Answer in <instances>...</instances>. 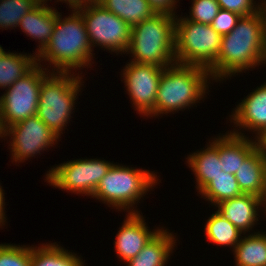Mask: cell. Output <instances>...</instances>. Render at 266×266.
<instances>
[{"label":"cell","instance_id":"cell-36","mask_svg":"<svg viewBox=\"0 0 266 266\" xmlns=\"http://www.w3.org/2000/svg\"><path fill=\"white\" fill-rule=\"evenodd\" d=\"M260 144L263 146V148L266 152V136L262 140H260Z\"/></svg>","mask_w":266,"mask_h":266},{"label":"cell","instance_id":"cell-22","mask_svg":"<svg viewBox=\"0 0 266 266\" xmlns=\"http://www.w3.org/2000/svg\"><path fill=\"white\" fill-rule=\"evenodd\" d=\"M105 9L114 13L130 27L150 18L155 11L147 0H96Z\"/></svg>","mask_w":266,"mask_h":266},{"label":"cell","instance_id":"cell-3","mask_svg":"<svg viewBox=\"0 0 266 266\" xmlns=\"http://www.w3.org/2000/svg\"><path fill=\"white\" fill-rule=\"evenodd\" d=\"M175 17L155 13L131 27L127 52L133 55L132 62L164 68L176 63Z\"/></svg>","mask_w":266,"mask_h":266},{"label":"cell","instance_id":"cell-23","mask_svg":"<svg viewBox=\"0 0 266 266\" xmlns=\"http://www.w3.org/2000/svg\"><path fill=\"white\" fill-rule=\"evenodd\" d=\"M37 55L4 53L0 58V87L9 88L16 80L29 73L37 65Z\"/></svg>","mask_w":266,"mask_h":266},{"label":"cell","instance_id":"cell-35","mask_svg":"<svg viewBox=\"0 0 266 266\" xmlns=\"http://www.w3.org/2000/svg\"><path fill=\"white\" fill-rule=\"evenodd\" d=\"M4 193H3V189L2 186H0V226H2V224L4 225L5 223V212H4Z\"/></svg>","mask_w":266,"mask_h":266},{"label":"cell","instance_id":"cell-30","mask_svg":"<svg viewBox=\"0 0 266 266\" xmlns=\"http://www.w3.org/2000/svg\"><path fill=\"white\" fill-rule=\"evenodd\" d=\"M240 18L239 14L220 8L210 25L215 32L223 36L235 28Z\"/></svg>","mask_w":266,"mask_h":266},{"label":"cell","instance_id":"cell-21","mask_svg":"<svg viewBox=\"0 0 266 266\" xmlns=\"http://www.w3.org/2000/svg\"><path fill=\"white\" fill-rule=\"evenodd\" d=\"M262 233L241 237L233 249L236 266H266V234Z\"/></svg>","mask_w":266,"mask_h":266},{"label":"cell","instance_id":"cell-26","mask_svg":"<svg viewBox=\"0 0 266 266\" xmlns=\"http://www.w3.org/2000/svg\"><path fill=\"white\" fill-rule=\"evenodd\" d=\"M204 199L209 200L212 203L219 204L220 202L238 197L242 195L236 177L233 174L222 173L214 177L210 183H208L200 192Z\"/></svg>","mask_w":266,"mask_h":266},{"label":"cell","instance_id":"cell-33","mask_svg":"<svg viewBox=\"0 0 266 266\" xmlns=\"http://www.w3.org/2000/svg\"><path fill=\"white\" fill-rule=\"evenodd\" d=\"M59 1H65L67 4H69L71 9H78L96 0H59Z\"/></svg>","mask_w":266,"mask_h":266},{"label":"cell","instance_id":"cell-6","mask_svg":"<svg viewBox=\"0 0 266 266\" xmlns=\"http://www.w3.org/2000/svg\"><path fill=\"white\" fill-rule=\"evenodd\" d=\"M175 18V61L210 70L215 65L222 36L210 24Z\"/></svg>","mask_w":266,"mask_h":266},{"label":"cell","instance_id":"cell-31","mask_svg":"<svg viewBox=\"0 0 266 266\" xmlns=\"http://www.w3.org/2000/svg\"><path fill=\"white\" fill-rule=\"evenodd\" d=\"M220 8L235 12L240 16L252 15L259 10L254 0H216ZM254 2V3H253Z\"/></svg>","mask_w":266,"mask_h":266},{"label":"cell","instance_id":"cell-16","mask_svg":"<svg viewBox=\"0 0 266 266\" xmlns=\"http://www.w3.org/2000/svg\"><path fill=\"white\" fill-rule=\"evenodd\" d=\"M234 176L242 193L266 201V152L261 144L245 158Z\"/></svg>","mask_w":266,"mask_h":266},{"label":"cell","instance_id":"cell-25","mask_svg":"<svg viewBox=\"0 0 266 266\" xmlns=\"http://www.w3.org/2000/svg\"><path fill=\"white\" fill-rule=\"evenodd\" d=\"M206 236L209 241L217 245L235 246L240 241L241 232L218 211L209 217L205 225Z\"/></svg>","mask_w":266,"mask_h":266},{"label":"cell","instance_id":"cell-5","mask_svg":"<svg viewBox=\"0 0 266 266\" xmlns=\"http://www.w3.org/2000/svg\"><path fill=\"white\" fill-rule=\"evenodd\" d=\"M81 80L71 72L53 71L41 83L37 116L58 137L71 118Z\"/></svg>","mask_w":266,"mask_h":266},{"label":"cell","instance_id":"cell-9","mask_svg":"<svg viewBox=\"0 0 266 266\" xmlns=\"http://www.w3.org/2000/svg\"><path fill=\"white\" fill-rule=\"evenodd\" d=\"M77 10L84 20L91 47L98 45L115 53L127 52L131 27L125 21L97 1Z\"/></svg>","mask_w":266,"mask_h":266},{"label":"cell","instance_id":"cell-8","mask_svg":"<svg viewBox=\"0 0 266 266\" xmlns=\"http://www.w3.org/2000/svg\"><path fill=\"white\" fill-rule=\"evenodd\" d=\"M41 63L16 80L0 97V130L37 115L41 83L48 75Z\"/></svg>","mask_w":266,"mask_h":266},{"label":"cell","instance_id":"cell-29","mask_svg":"<svg viewBox=\"0 0 266 266\" xmlns=\"http://www.w3.org/2000/svg\"><path fill=\"white\" fill-rule=\"evenodd\" d=\"M219 9V3L216 0H193L191 17H186V19L197 23L211 24Z\"/></svg>","mask_w":266,"mask_h":266},{"label":"cell","instance_id":"cell-27","mask_svg":"<svg viewBox=\"0 0 266 266\" xmlns=\"http://www.w3.org/2000/svg\"><path fill=\"white\" fill-rule=\"evenodd\" d=\"M42 0H1L0 29L19 26L22 17L34 9ZM47 2V0H44Z\"/></svg>","mask_w":266,"mask_h":266},{"label":"cell","instance_id":"cell-24","mask_svg":"<svg viewBox=\"0 0 266 266\" xmlns=\"http://www.w3.org/2000/svg\"><path fill=\"white\" fill-rule=\"evenodd\" d=\"M30 266H84L82 259L58 244L32 247Z\"/></svg>","mask_w":266,"mask_h":266},{"label":"cell","instance_id":"cell-34","mask_svg":"<svg viewBox=\"0 0 266 266\" xmlns=\"http://www.w3.org/2000/svg\"><path fill=\"white\" fill-rule=\"evenodd\" d=\"M259 6V12L260 15L262 17V21H263V34L265 37V41H266V1L262 0V3Z\"/></svg>","mask_w":266,"mask_h":266},{"label":"cell","instance_id":"cell-32","mask_svg":"<svg viewBox=\"0 0 266 266\" xmlns=\"http://www.w3.org/2000/svg\"><path fill=\"white\" fill-rule=\"evenodd\" d=\"M155 13H167L175 16L176 0H147Z\"/></svg>","mask_w":266,"mask_h":266},{"label":"cell","instance_id":"cell-19","mask_svg":"<svg viewBox=\"0 0 266 266\" xmlns=\"http://www.w3.org/2000/svg\"><path fill=\"white\" fill-rule=\"evenodd\" d=\"M207 145V149L189 155L187 162L196 176V186L200 192L208 183L222 173V165L218 155V138Z\"/></svg>","mask_w":266,"mask_h":266},{"label":"cell","instance_id":"cell-7","mask_svg":"<svg viewBox=\"0 0 266 266\" xmlns=\"http://www.w3.org/2000/svg\"><path fill=\"white\" fill-rule=\"evenodd\" d=\"M156 177L150 170L113 164L92 196L118 210H129L144 193L153 188L158 181Z\"/></svg>","mask_w":266,"mask_h":266},{"label":"cell","instance_id":"cell-20","mask_svg":"<svg viewBox=\"0 0 266 266\" xmlns=\"http://www.w3.org/2000/svg\"><path fill=\"white\" fill-rule=\"evenodd\" d=\"M175 241L173 234L160 230L137 256L126 262L127 266H164Z\"/></svg>","mask_w":266,"mask_h":266},{"label":"cell","instance_id":"cell-2","mask_svg":"<svg viewBox=\"0 0 266 266\" xmlns=\"http://www.w3.org/2000/svg\"><path fill=\"white\" fill-rule=\"evenodd\" d=\"M72 11L71 15L63 19L60 13L58 14L48 45L41 53L36 54L39 61L37 64L43 59L50 61L49 64L54 65V70L59 72H71L73 68L90 66L93 50L86 26L81 13L77 9Z\"/></svg>","mask_w":266,"mask_h":266},{"label":"cell","instance_id":"cell-18","mask_svg":"<svg viewBox=\"0 0 266 266\" xmlns=\"http://www.w3.org/2000/svg\"><path fill=\"white\" fill-rule=\"evenodd\" d=\"M42 0L34 9L25 14L19 26L26 35L39 40L38 52L41 53L48 45L56 25L58 11L48 7Z\"/></svg>","mask_w":266,"mask_h":266},{"label":"cell","instance_id":"cell-17","mask_svg":"<svg viewBox=\"0 0 266 266\" xmlns=\"http://www.w3.org/2000/svg\"><path fill=\"white\" fill-rule=\"evenodd\" d=\"M226 134L218 137V155L222 171L235 175L245 158L260 144V140H249L238 130Z\"/></svg>","mask_w":266,"mask_h":266},{"label":"cell","instance_id":"cell-4","mask_svg":"<svg viewBox=\"0 0 266 266\" xmlns=\"http://www.w3.org/2000/svg\"><path fill=\"white\" fill-rule=\"evenodd\" d=\"M209 78V71L201 67L178 63L166 67L159 81L155 116L185 109L201 100L207 93Z\"/></svg>","mask_w":266,"mask_h":266},{"label":"cell","instance_id":"cell-1","mask_svg":"<svg viewBox=\"0 0 266 266\" xmlns=\"http://www.w3.org/2000/svg\"><path fill=\"white\" fill-rule=\"evenodd\" d=\"M266 62V41L260 12L241 16L235 28L221 38L220 52L209 70L214 80L240 73ZM224 77V78H223Z\"/></svg>","mask_w":266,"mask_h":266},{"label":"cell","instance_id":"cell-37","mask_svg":"<svg viewBox=\"0 0 266 266\" xmlns=\"http://www.w3.org/2000/svg\"><path fill=\"white\" fill-rule=\"evenodd\" d=\"M4 53H5V51H4L3 48L0 46V58L3 56Z\"/></svg>","mask_w":266,"mask_h":266},{"label":"cell","instance_id":"cell-12","mask_svg":"<svg viewBox=\"0 0 266 266\" xmlns=\"http://www.w3.org/2000/svg\"><path fill=\"white\" fill-rule=\"evenodd\" d=\"M164 67L130 61L123 69L125 87L139 114L155 116V101Z\"/></svg>","mask_w":266,"mask_h":266},{"label":"cell","instance_id":"cell-13","mask_svg":"<svg viewBox=\"0 0 266 266\" xmlns=\"http://www.w3.org/2000/svg\"><path fill=\"white\" fill-rule=\"evenodd\" d=\"M129 211L115 241V251L119 258L125 262L137 256L161 230L158 228V230L151 232L139 211L133 209Z\"/></svg>","mask_w":266,"mask_h":266},{"label":"cell","instance_id":"cell-28","mask_svg":"<svg viewBox=\"0 0 266 266\" xmlns=\"http://www.w3.org/2000/svg\"><path fill=\"white\" fill-rule=\"evenodd\" d=\"M32 247L0 244V266H30Z\"/></svg>","mask_w":266,"mask_h":266},{"label":"cell","instance_id":"cell-11","mask_svg":"<svg viewBox=\"0 0 266 266\" xmlns=\"http://www.w3.org/2000/svg\"><path fill=\"white\" fill-rule=\"evenodd\" d=\"M10 134L13 137L9 145L15 162H23L35 156L59 139L37 115L10 125L2 132V137Z\"/></svg>","mask_w":266,"mask_h":266},{"label":"cell","instance_id":"cell-10","mask_svg":"<svg viewBox=\"0 0 266 266\" xmlns=\"http://www.w3.org/2000/svg\"><path fill=\"white\" fill-rule=\"evenodd\" d=\"M113 163L100 159H77L51 168L46 180L55 188L92 197Z\"/></svg>","mask_w":266,"mask_h":266},{"label":"cell","instance_id":"cell-14","mask_svg":"<svg viewBox=\"0 0 266 266\" xmlns=\"http://www.w3.org/2000/svg\"><path fill=\"white\" fill-rule=\"evenodd\" d=\"M235 109L231 120L236 127L254 130L255 138L262 140L266 136V82L247 95Z\"/></svg>","mask_w":266,"mask_h":266},{"label":"cell","instance_id":"cell-15","mask_svg":"<svg viewBox=\"0 0 266 266\" xmlns=\"http://www.w3.org/2000/svg\"><path fill=\"white\" fill-rule=\"evenodd\" d=\"M266 201L253 194H242L238 197L224 200L217 204L218 212L227 218L241 233H246L259 221L258 208ZM260 206V207H259Z\"/></svg>","mask_w":266,"mask_h":266}]
</instances>
